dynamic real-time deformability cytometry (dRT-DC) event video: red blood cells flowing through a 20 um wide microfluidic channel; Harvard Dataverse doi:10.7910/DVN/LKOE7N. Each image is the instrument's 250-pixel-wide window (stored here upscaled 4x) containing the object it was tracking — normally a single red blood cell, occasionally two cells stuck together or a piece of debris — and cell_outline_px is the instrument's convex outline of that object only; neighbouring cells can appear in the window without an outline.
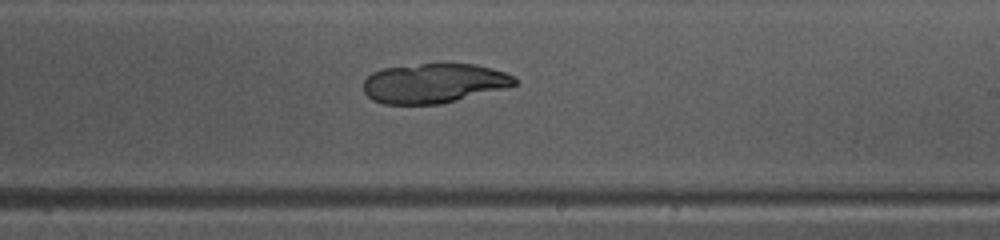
{"species": "common noctule bat (a hibernating species)", "species_latin": "Nyctalus noctula", "temperature_condition": "warm", "stored_images_in_passage": 49, "camera_frame_rate_fps": 3000, "um_per_image_px": 0.085, "animal": {"sex": "female", "body_mass_g": 10.0, "forearm_length_mm": 53.1}, "frame": {"image": 1, "passage_image": 30, "time_ms": 9.667, "image_size_px": [1000, 240], "cell_outline_px": [[516, 84], [456, 100], [440, 104], [384, 104], [372, 100], [364, 92], [364, 80], [372, 72], [384, 68], [420, 64], [476, 64], [504, 72], [512, 76], [516, 80]], "centroid_in_image_um": [36.81, 7.07], "position_along_channel_um": 252.2, "area_um2": 34.33}}
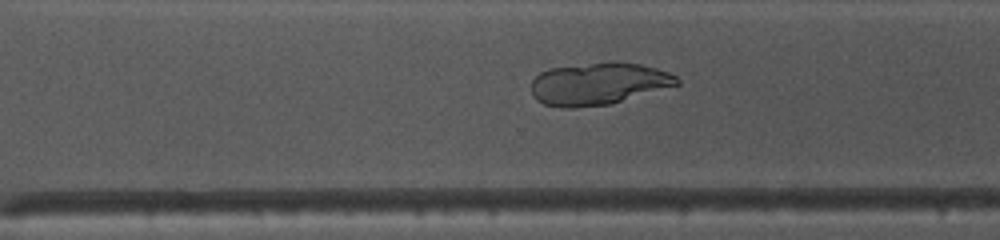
{"frame": {"image": 2, "passage_image": 35, "time_ms": 11.333, "image_size_px": [1000, 240], "cell_outline_px": [[680, 84], [608, 104], [572, 108], [560, 108], [544, 104], [536, 100], [532, 96], [532, 80], [540, 72], [548, 68], [592, 64], [640, 64], [656, 68], [668, 72], [676, 76], [680, 80]], "centroid_in_image_um": [50.81, 7.15], "position_along_channel_um": 319.8, "area_um2": 34.97}}